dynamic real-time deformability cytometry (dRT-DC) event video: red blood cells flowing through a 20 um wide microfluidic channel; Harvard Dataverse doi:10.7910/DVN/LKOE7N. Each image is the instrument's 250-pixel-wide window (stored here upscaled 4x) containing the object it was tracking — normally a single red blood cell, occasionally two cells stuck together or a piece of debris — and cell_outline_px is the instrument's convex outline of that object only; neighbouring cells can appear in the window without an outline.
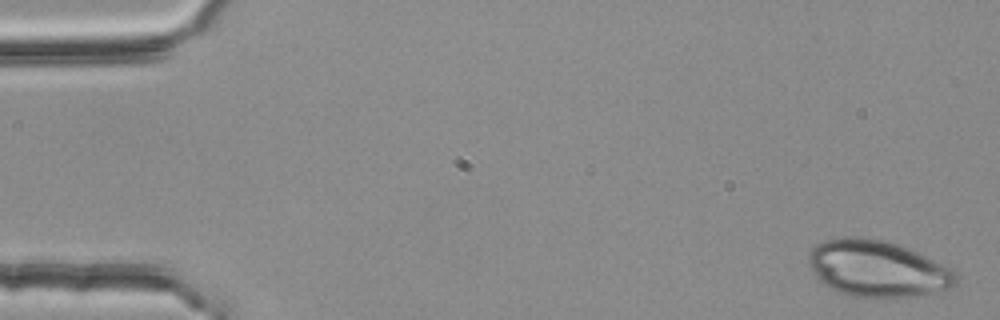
{"species": "common noctule bat (a hibernating species)", "species_latin": "Nyctalus noctula", "temperature_condition": "room temperature", "stored_images_in_passage": 5, "camera_frame_rate_fps": 3000, "um_per_image_px": 0.085, "animal": {"sex": "female", "body_mass_g": 25.1}, "frame": {"image": 1, "passage_image": 1, "time_ms": 0.0, "image_size_px": [1000, 320], "cell_outline_px": [[956, 284], [948, 288], [916, 296], [852, 296], [836, 292], [824, 284], [816, 276], [808, 260], [808, 252], [816, 244], [824, 240], [844, 236], [864, 236], [884, 240], [908, 248], [952, 268], [956, 272]], "centroid_in_image_um": [74.55, 22.8], "position_along_channel_um": 10.5, "area_um2": 48.21}}